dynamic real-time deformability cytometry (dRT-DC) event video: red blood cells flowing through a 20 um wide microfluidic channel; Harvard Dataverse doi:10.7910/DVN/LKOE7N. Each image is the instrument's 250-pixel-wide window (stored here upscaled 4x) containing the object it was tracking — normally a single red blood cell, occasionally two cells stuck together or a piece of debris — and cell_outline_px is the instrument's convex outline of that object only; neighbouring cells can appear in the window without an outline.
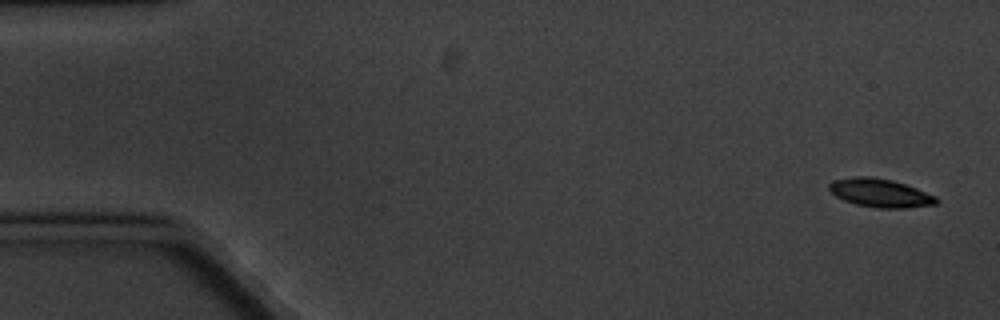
{"species": "common noctule bat (a hibernating species)", "species_latin": "Nyctalus noctula", "temperature_condition": "cold", "stored_images_in_passage": 6, "camera_frame_rate_fps": 3000, "um_per_image_px": 0.085, "animal": {"sex": "male", "body_mass_g": 20.1, "forearm_length_mm": 53.5}, "frame": {"image": 1, "passage_image": 1, "time_ms": 0.0, "image_size_px": [1000, 320], "cell_outline_px": [[940, 200], [936, 204], [904, 208], [880, 208], [856, 204], [844, 200], [836, 196], [828, 188], [828, 184], [836, 180], [852, 176], [872, 176], [892, 180], [916, 188], [936, 196]], "centroid_in_image_um": [74.82, 16.39], "position_along_channel_um": 10.2, "area_um2": 17.69}}